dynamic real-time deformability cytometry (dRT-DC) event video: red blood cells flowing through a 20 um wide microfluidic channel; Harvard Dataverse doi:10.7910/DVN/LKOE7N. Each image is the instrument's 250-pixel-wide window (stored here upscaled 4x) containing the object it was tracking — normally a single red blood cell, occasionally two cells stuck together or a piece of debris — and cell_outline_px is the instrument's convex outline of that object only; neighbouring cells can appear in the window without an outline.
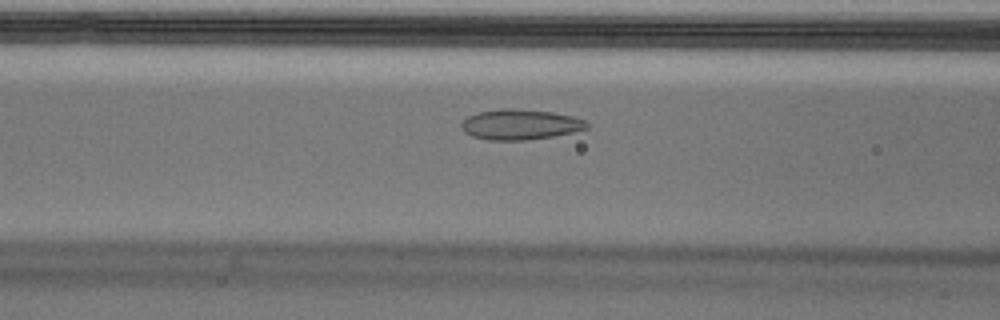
{"species": "Egyptian fruit bat (a non-hibernating species)", "species_latin": "Rousettus aegyptiacus", "temperature_condition": "cold", "stored_images_in_passage": 39, "camera_frame_rate_fps": 3000, "um_per_image_px": 0.085, "animal": {"sex": "male"}, "frame": {"image": 1, "passage_image": 6, "time_ms": 1.667, "image_size_px": [1000, 320], "cell_outline_px": [[588, 128], [572, 132], [552, 136], [524, 140], [488, 140], [472, 136], [464, 132], [460, 128], [460, 124], [468, 116], [476, 112], [504, 108], [512, 108], [552, 112], [572, 116], [584, 120], [588, 124]], "centroid_in_image_um": [44.17, 10.58], "position_along_channel_um": 122.4, "area_um2": 22.14}}
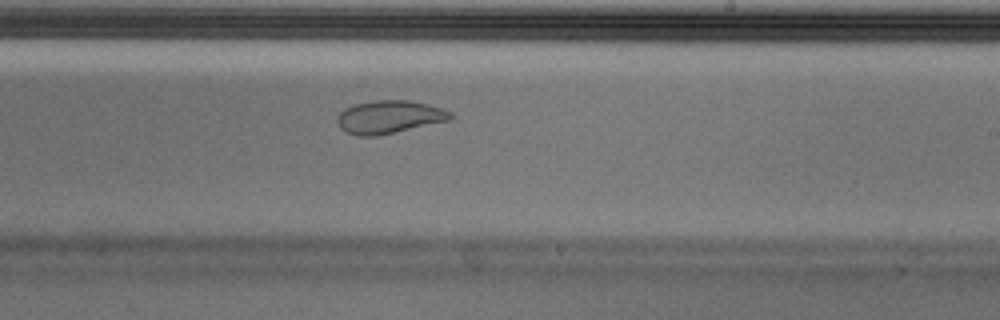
{"frame": {"image": 2, "passage_image": 17, "time_ms": 5.333, "image_size_px": [1000, 320], "cell_outline_px": [[452, 120], [376, 136], [356, 136], [344, 132], [340, 128], [336, 120], [336, 116], [344, 108], [352, 104], [376, 100], [408, 100], [440, 108], [452, 112]], "centroid_in_image_um": [33.03, 9.95], "position_along_channel_um": 256.0, "area_um2": 21.91}, "authors_computed_cell_mechanics": {"area_um2": 23.1778, "velocity_mm_per_s": 3.6465, "shape_relaxation_time_tau1_ms": null, "shape_relaxation_time_tau2_ms": 1.7426, "deformation_change_tau1": null, "deformation_change_tau2": 0.0395}}